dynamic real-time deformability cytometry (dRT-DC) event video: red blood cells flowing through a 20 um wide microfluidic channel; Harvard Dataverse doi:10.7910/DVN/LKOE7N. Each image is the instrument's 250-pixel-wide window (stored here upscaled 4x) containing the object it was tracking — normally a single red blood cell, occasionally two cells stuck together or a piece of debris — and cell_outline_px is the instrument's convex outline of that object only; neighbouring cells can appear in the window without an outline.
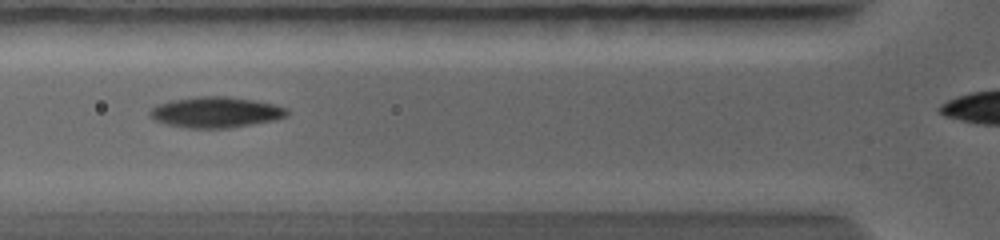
{"species": "common noctule bat (a hibernating species)", "species_latin": "Nyctalus noctula", "temperature_condition": "warm", "stored_images_in_passage": 11, "segment_of_instrument_passage": [1, 2], "camera_frame_rate_fps": 5000, "um_per_image_px": 0.085, "animal": {"sex": "female", "body_mass_g": 19.0, "forearm_length_mm": 56.7}, "frame": {"image": 1, "passage_image": 7, "time_ms": 2.4, "image_size_px": [1000, 240], "cell_outline_px": [[288, 116], [276, 120], [228, 128], [188, 128], [168, 124], [156, 120], [148, 116], [148, 112], [156, 104], [172, 100], [196, 96], [228, 96], [276, 104], [288, 108]], "centroid_in_image_um": [18.36, 9.53], "position_along_channel_um": 107.4, "area_um2": 24.74}}
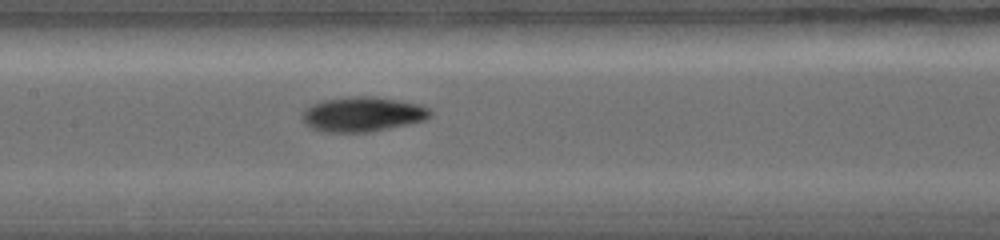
{"frame": {"image": 2, "passage_image": 10, "time_ms": 3.8, "image_size_px": [1000, 240], "cell_outline_px": [[432, 116], [424, 120], [408, 124], [368, 132], [324, 132], [312, 128], [304, 124], [304, 112], [312, 104], [324, 100], [352, 96], [376, 96], [420, 104], [428, 108], [432, 112]], "centroid_in_image_um": [30.86, 9.7], "position_along_channel_um": 176.5, "area_um2": 25.78}}